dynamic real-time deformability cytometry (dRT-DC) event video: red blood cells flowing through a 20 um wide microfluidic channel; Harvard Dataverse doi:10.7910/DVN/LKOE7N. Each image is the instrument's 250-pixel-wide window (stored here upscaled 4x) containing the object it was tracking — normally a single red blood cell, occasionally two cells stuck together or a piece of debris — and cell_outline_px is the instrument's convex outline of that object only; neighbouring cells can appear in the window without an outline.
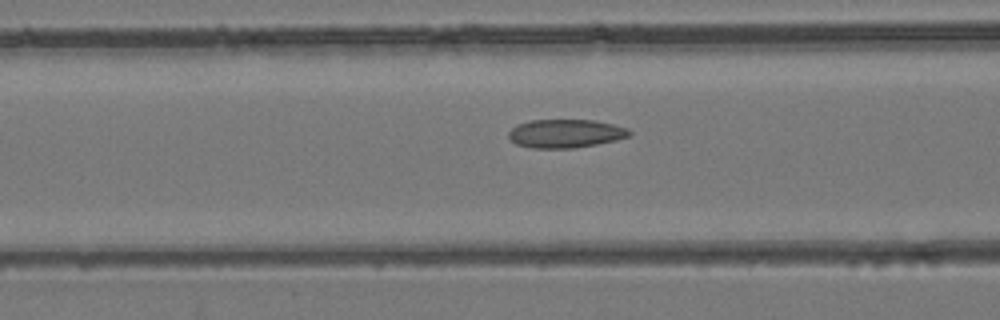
{"species": "common noctule bat (a hibernating species)", "species_latin": "Nyctalus noctula", "temperature_condition": "room temperature", "stored_images_in_passage": 38, "camera_frame_rate_fps": 3000, "um_per_image_px": 0.085, "animal": {"sex": "female", "body_mass_g": 24.6, "forearm_length_mm": 56.2}, "frame": {"image": 1, "passage_image": 12, "time_ms": 3.667, "image_size_px": [1000, 320], "cell_outline_px": [[632, 136], [616, 140], [596, 144], [572, 148], [532, 148], [516, 144], [508, 136], [508, 132], [516, 124], [528, 120], [596, 120], [628, 128], [632, 132]], "centroid_in_image_um": [48.08, 11.34], "position_along_channel_um": 118.5, "area_um2": 20.17}}
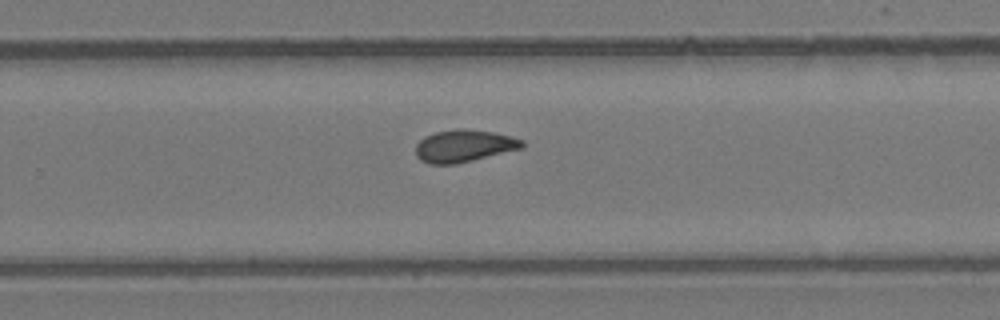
{"frame": {"image": 2, "passage_image": 23, "time_ms": 7.333, "image_size_px": [1000, 320], "cell_outline_px": [[524, 148], [456, 164], [428, 164], [420, 160], [416, 156], [416, 144], [424, 136], [436, 132], [492, 132], [524, 140]], "centroid_in_image_um": [39.43, 12.47], "position_along_channel_um": 290.4, "area_um2": 19.19}}
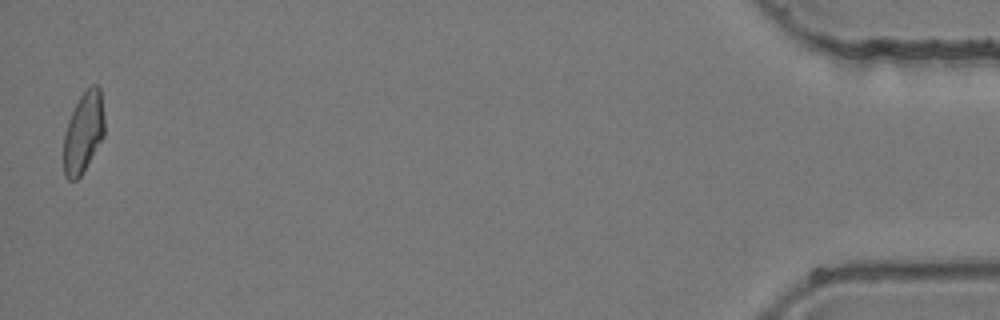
{"frame": {"image": 3, "passage_image": 38, "time_ms": 12.333, "image_size_px": [1000, 320], "cell_outline_px": [[104, 136], [80, 176], [76, 180], [68, 180], [64, 176], [64, 132], [68, 120], [80, 96], [92, 84], [96, 84], [100, 88], [104, 116]], "centroid_in_image_um": [7.09, 11.25], "position_along_channel_um": 428.1, "area_um2": 19.07}}